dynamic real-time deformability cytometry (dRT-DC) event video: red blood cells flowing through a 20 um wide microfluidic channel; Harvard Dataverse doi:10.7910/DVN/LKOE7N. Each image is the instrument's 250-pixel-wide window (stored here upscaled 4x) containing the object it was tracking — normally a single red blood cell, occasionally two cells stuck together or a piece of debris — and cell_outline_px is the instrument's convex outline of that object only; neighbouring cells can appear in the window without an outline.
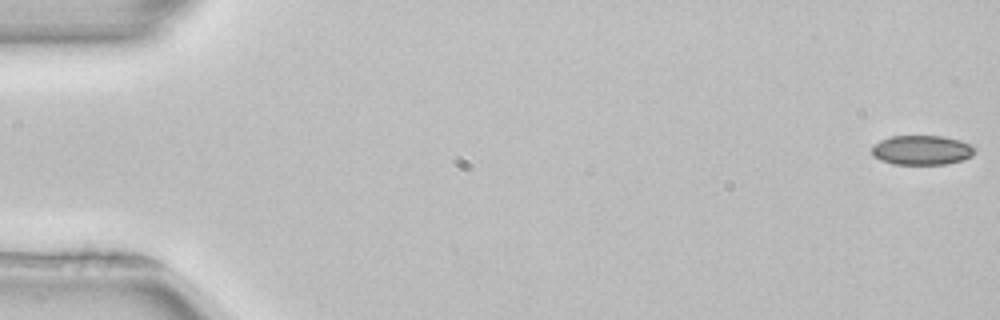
{"species": "common noctule bat (a hibernating species)", "species_latin": "Nyctalus noctula", "temperature_condition": "room temperature", "stored_images_in_passage": 53, "camera_frame_rate_fps": 3000, "um_per_image_px": 0.085, "animal": {"sex": "female", "body_mass_g": 22.7, "forearm_length_mm": 54.2}, "frame": {"image": 1, "passage_image": 1, "time_ms": 0.0, "image_size_px": [1000, 320], "cell_outline_px": [[976, 148], [972, 156], [960, 160], [944, 164], [892, 164], [880, 160], [872, 156], [872, 144], [880, 140], [892, 136], [940, 136], [960, 140]], "centroid_in_image_um": [78.3, 12.76], "position_along_channel_um": 6.7, "area_um2": 17.69}}
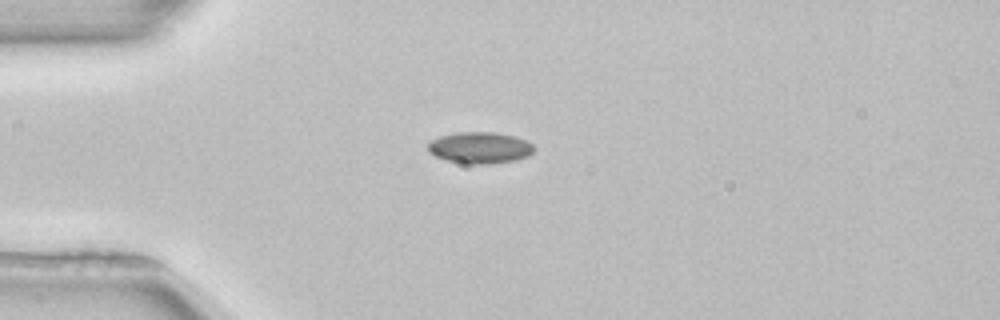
{"frame": {"image": 2, "passage_image": 14, "time_ms": 4.333, "image_size_px": [1000, 320], "cell_outline_px": [[536, 148], [528, 156], [516, 160], [484, 164], [468, 164], [448, 160], [436, 156], [428, 152], [428, 144], [432, 140], [440, 136], [456, 132], [496, 132], [516, 136], [528, 140]], "centroid_in_image_um": [40.83, 12.54], "position_along_channel_um": 44.2, "area_um2": 19.54}}
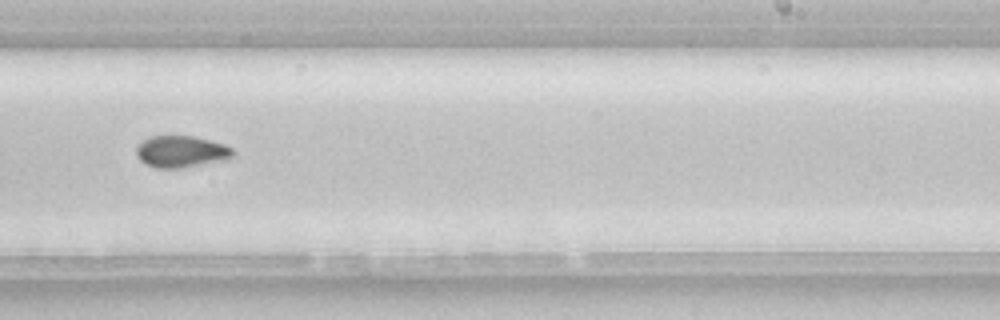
{"frame": {"image": 3, "passage_image": 33, "time_ms": 10.667, "image_size_px": [1000, 320], "cell_outline_px": [[236, 152], [228, 160], [184, 168], [156, 168], [144, 164], [136, 156], [136, 148], [144, 140], [152, 136], [192, 136], [212, 140], [224, 144], [232, 148]], "centroid_in_image_um": [15.44, 12.9], "position_along_channel_um": 273.6, "area_um2": 18.15}, "authors_computed_cell_mechanics": {"area_um2": 18.0914, "velocity_mm_per_s": 3.958, "shape_relaxation_time_tau1_ms": 2.8263, "shape_relaxation_time_tau2_ms": null, "deformation_change_tau1": 0.0603, "deformation_change_tau2": null}}